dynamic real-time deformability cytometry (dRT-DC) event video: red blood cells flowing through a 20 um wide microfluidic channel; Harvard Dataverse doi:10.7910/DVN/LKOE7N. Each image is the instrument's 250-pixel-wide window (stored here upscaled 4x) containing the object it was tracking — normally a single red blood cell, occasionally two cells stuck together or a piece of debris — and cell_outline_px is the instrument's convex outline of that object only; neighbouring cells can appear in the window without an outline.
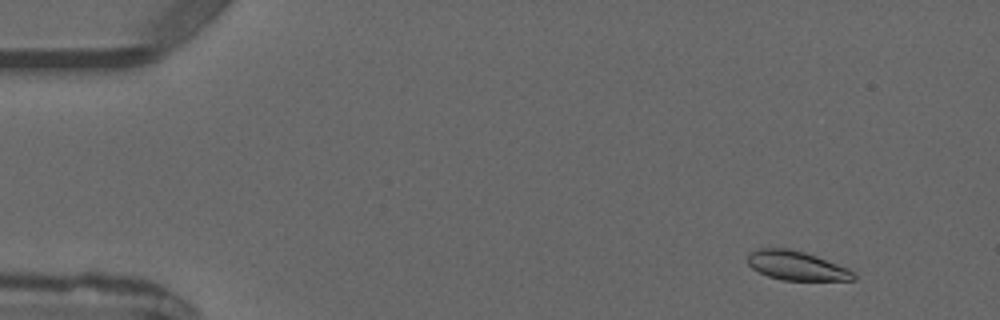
{"species": "common noctule bat (a hibernating species)", "species_latin": "Nyctalus noctula", "temperature_condition": "warm", "stored_images_in_passage": 5, "camera_frame_rate_fps": 3000, "um_per_image_px": 0.085, "animal": {"sex": "male", "forearm_length_mm": 52.5}, "frame": {"image": 1, "passage_image": 2, "time_ms": 1.333, "image_size_px": [1000, 320], "cell_outline_px": [[856, 280], [784, 280], [768, 276], [752, 268], [748, 264], [748, 252], [760, 248], [788, 248], [804, 252], [816, 256], [848, 268], [856, 272]], "centroid_in_image_um": [67.72, 22.58], "position_along_channel_um": 17.3, "area_um2": 17.98}}